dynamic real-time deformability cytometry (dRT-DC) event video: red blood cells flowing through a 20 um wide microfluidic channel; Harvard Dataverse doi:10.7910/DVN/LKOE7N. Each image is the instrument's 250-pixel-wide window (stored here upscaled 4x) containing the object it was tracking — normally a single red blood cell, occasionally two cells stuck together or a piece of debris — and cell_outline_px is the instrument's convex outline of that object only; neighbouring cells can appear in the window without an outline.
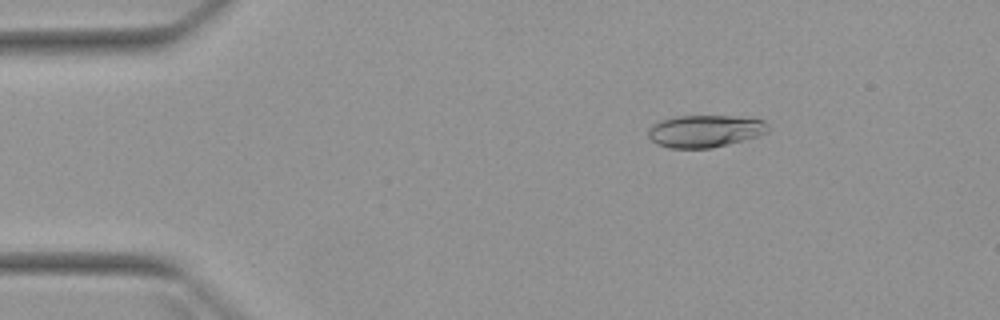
{"species": "Egyptian fruit bat (a non-hibernating species)", "species_latin": "Rousettus aegyptiacus", "temperature_condition": "warm", "stored_images_in_passage": 4, "camera_frame_rate_fps": 3000, "um_per_image_px": 0.085, "animal": {"sex": "female"}, "frame": {"image": 1, "passage_image": 2, "time_ms": 1.333, "image_size_px": [1000, 320], "cell_outline_px": [[768, 132], [744, 140], [712, 148], [672, 148], [656, 144], [648, 136], [648, 128], [652, 124], [660, 120], [676, 116], [732, 116], [764, 120], [768, 128]], "centroid_in_image_um": [59.88, 11.14], "position_along_channel_um": 25.1, "area_um2": 22.48}}